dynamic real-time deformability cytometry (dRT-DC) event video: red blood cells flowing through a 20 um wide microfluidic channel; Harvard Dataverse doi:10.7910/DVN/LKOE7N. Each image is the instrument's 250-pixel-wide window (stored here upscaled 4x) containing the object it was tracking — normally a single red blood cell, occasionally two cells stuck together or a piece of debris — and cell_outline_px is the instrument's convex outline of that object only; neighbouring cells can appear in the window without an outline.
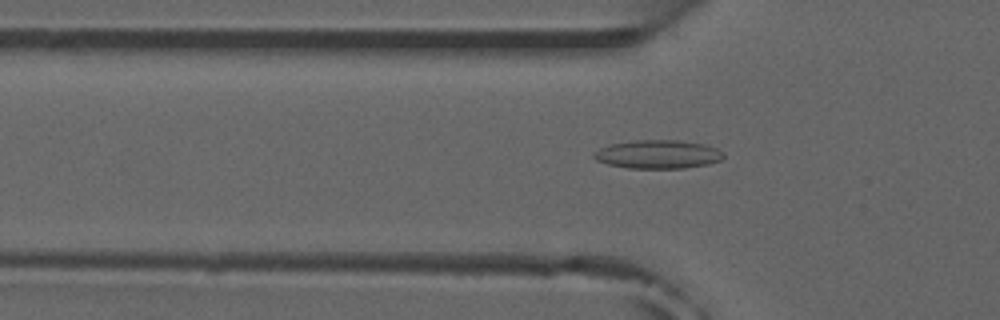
{"species": "common noctule bat (a hibernating species)", "species_latin": "Nyctalus noctula", "temperature_condition": "room temperature", "stored_images_in_passage": 43, "camera_frame_rate_fps": 3000, "um_per_image_px": 0.085, "animal": {"sex": "male", "forearm_length_mm": 52.5}, "frame": {"image": 1, "passage_image": 7, "time_ms": 2.0, "image_size_px": [1000, 320], "cell_outline_px": [[724, 156], [720, 160], [708, 164], [684, 168], [628, 168], [608, 164], [596, 160], [592, 156], [592, 152], [608, 144], [636, 140], [676, 140], [704, 144], [716, 148], [724, 152]], "centroid_in_image_um": [55.89, 13.11], "position_along_channel_um": 69.9, "area_um2": 21.62}}
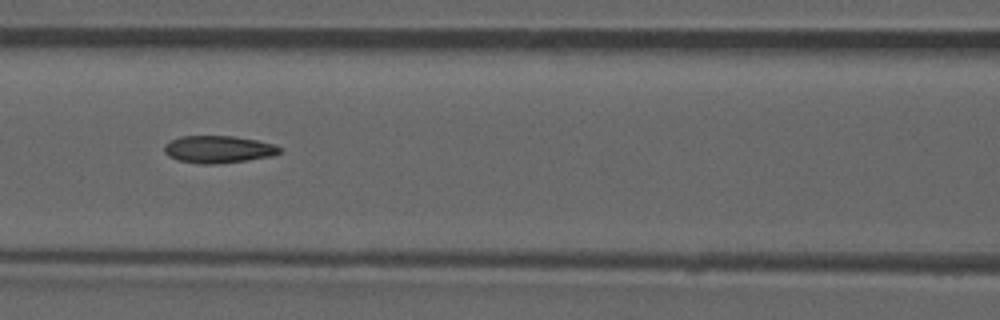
{"frame": {"image": 2, "passage_image": 13, "time_ms": 4.0, "image_size_px": [1000, 320], "cell_outline_px": [[284, 148], [280, 152], [272, 156], [248, 160], [216, 164], [200, 164], [176, 160], [168, 156], [164, 152], [164, 144], [180, 136], [232, 136], [256, 140], [276, 144]], "centroid_in_image_um": [18.57, 12.7], "position_along_channel_um": 148.0, "area_um2": 18.55}, "authors_computed_cell_mechanics": {"area_um2": 18.207, "velocity_mm_per_s": 3.868, "shape_relaxation_time_tau1_ms": null, "shape_relaxation_time_tau2_ms": 1.8503, "deformation_change_tau1": null, "deformation_change_tau2": 0.0848}}